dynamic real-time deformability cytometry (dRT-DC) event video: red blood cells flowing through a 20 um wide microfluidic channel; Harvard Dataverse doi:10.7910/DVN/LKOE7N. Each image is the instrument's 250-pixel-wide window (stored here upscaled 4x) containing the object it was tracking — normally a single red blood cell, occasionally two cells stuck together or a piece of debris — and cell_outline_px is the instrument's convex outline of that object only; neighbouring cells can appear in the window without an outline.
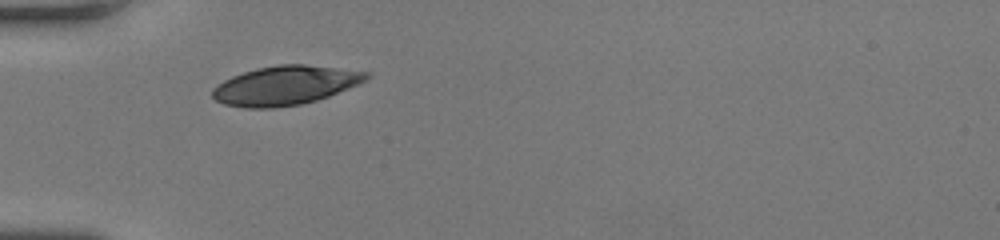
{"species": "human", "species_latin": "Homo sapiens", "temperature_condition": "room temperature", "stored_images_in_passage": 26, "camera_frame_rate_fps": 3000, "um_per_image_px": 0.085, "donor": {"sex": "female"}, "frame": {"image": 1, "passage_image": 1, "time_ms": 0.0, "image_size_px": [1000, 240], "cell_outline_px": [[372, 76], [348, 88], [328, 96], [316, 100], [300, 104], [272, 108], [244, 108], [224, 104], [216, 100], [212, 96], [212, 88], [224, 80], [232, 76], [256, 68], [280, 64], [304, 64], [372, 72]], "centroid_in_image_um": [24.23, 7.25], "position_along_channel_um": 60.8, "area_um2": 34.91}}
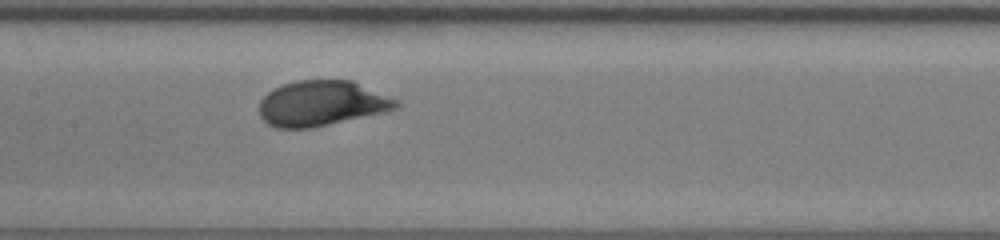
{"frame": {"image": 2, "passage_image": 10, "time_ms": 3.0, "image_size_px": [1000, 240], "cell_outline_px": [[400, 108], [388, 112], [312, 128], [276, 128], [268, 124], [260, 116], [260, 100], [272, 88], [296, 80], [352, 80], [400, 100]], "centroid_in_image_um": [27.4, 8.79], "position_along_channel_um": 180.0, "area_um2": 36.65}}
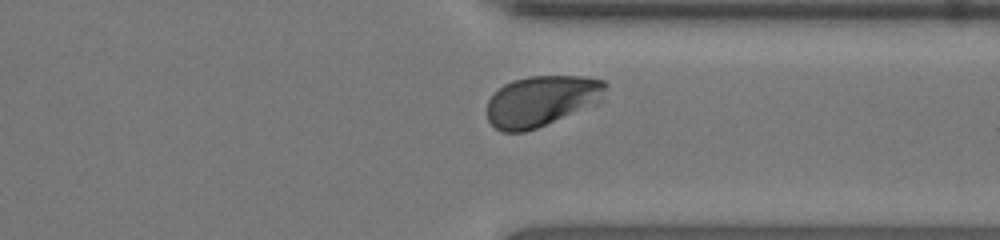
{"frame": {"image": 3, "passage_image": 23, "time_ms": 7.333, "image_size_px": [1000, 240], "cell_outline_px": [[608, 84], [600, 104], [536, 128], [524, 132], [504, 132], [496, 128], [488, 120], [488, 100], [504, 84], [512, 80], [528, 76], [588, 76], [604, 80]], "centroid_in_image_um": [46.1, 8.57], "position_along_channel_um": 365.3, "area_um2": 35.37}, "authors_computed_cell_mechanics": {"area_um2": 36.0383, "velocity_mm_per_s": 4.2474, "shape_relaxation_time_tau1_ms": 2.8992, "shape_relaxation_time_tau2_ms": null, "deformation_change_tau1": 0.1808, "deformation_change_tau2": null}}